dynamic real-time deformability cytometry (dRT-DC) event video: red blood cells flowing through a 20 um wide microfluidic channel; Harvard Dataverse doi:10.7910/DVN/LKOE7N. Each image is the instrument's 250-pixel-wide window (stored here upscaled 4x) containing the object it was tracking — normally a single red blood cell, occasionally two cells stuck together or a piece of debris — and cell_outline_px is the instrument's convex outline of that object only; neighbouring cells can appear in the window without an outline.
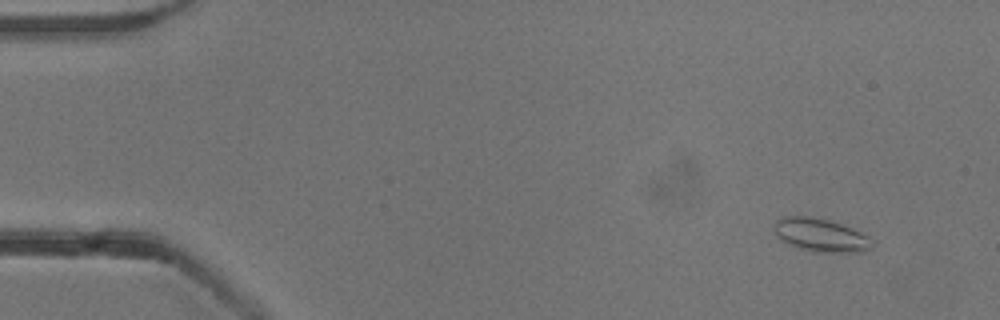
{"species": "common noctule bat (a hibernating species)", "species_latin": "Nyctalus noctula", "temperature_condition": "cold", "stored_images_in_passage": 50, "camera_frame_rate_fps": 3000, "um_per_image_px": 0.085, "animal": {"sex": "male", "body_mass_g": 13.3}, "frame": {"image": 1, "passage_image": 1, "time_ms": 0.0, "image_size_px": [1000, 320], "cell_outline_px": [[876, 244], [872, 248], [864, 252], [812, 252], [796, 248], [780, 240], [776, 236], [772, 228], [776, 220], [780, 216], [808, 216], [828, 220], [852, 228], [868, 236]], "centroid_in_image_um": [69.73, 20.0], "position_along_channel_um": 15.3, "area_um2": 19.42}}
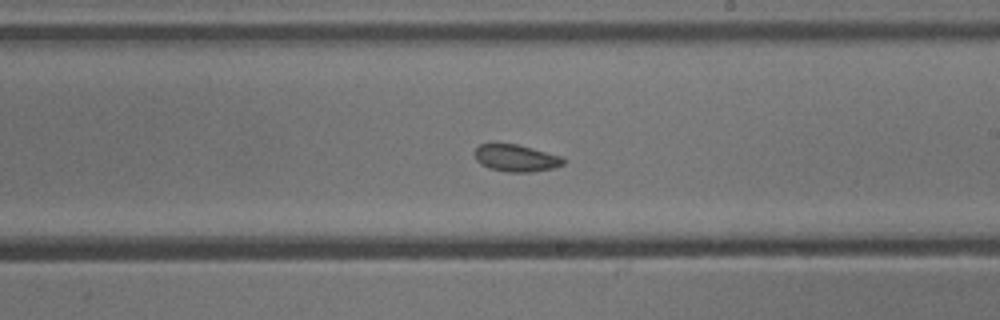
{"frame": {"image": 2, "passage_image": 28, "time_ms": 9.0, "image_size_px": [1000, 320], "cell_outline_px": [[564, 164], [552, 168], [528, 172], [508, 172], [488, 168], [480, 164], [476, 160], [476, 148], [480, 144], [516, 144], [532, 148], [560, 156], [564, 160]], "centroid_in_image_um": [43.84, 13.44], "position_along_channel_um": 245.2, "area_um2": 13.7}}
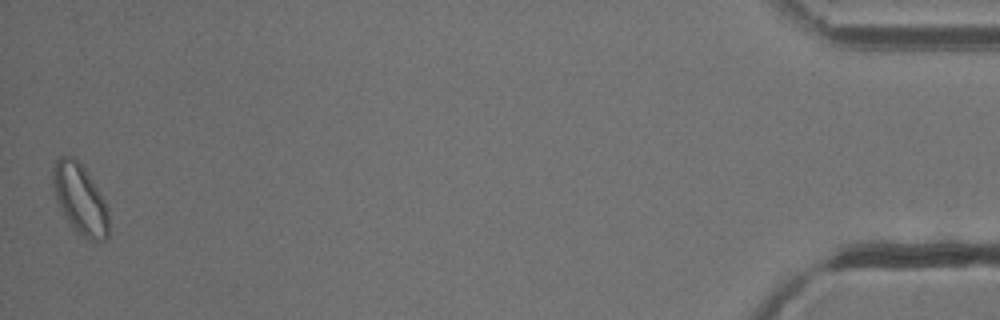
{"frame": {"image": 3, "passage_image": 50, "time_ms": 16.333, "image_size_px": [1000, 320], "cell_outline_px": [[108, 236], [104, 240], [88, 240], [80, 236], [68, 224], [56, 200], [52, 184], [52, 168], [56, 160], [60, 156], [72, 156], [84, 168], [104, 200], [108, 208]], "centroid_in_image_um": [6.78, 16.96], "position_along_channel_um": 428.4, "area_um2": 22.89}, "authors_computed_cell_mechanics": {"area_um2": 15.3459, "velocity_mm_per_s": 3.8267, "shape_relaxation_time_tau1_ms": 4.0132, "shape_relaxation_time_tau2_ms": 1.0603, "deformation_change_tau1": 0.0749, "deformation_change_tau2": 0.0443}}